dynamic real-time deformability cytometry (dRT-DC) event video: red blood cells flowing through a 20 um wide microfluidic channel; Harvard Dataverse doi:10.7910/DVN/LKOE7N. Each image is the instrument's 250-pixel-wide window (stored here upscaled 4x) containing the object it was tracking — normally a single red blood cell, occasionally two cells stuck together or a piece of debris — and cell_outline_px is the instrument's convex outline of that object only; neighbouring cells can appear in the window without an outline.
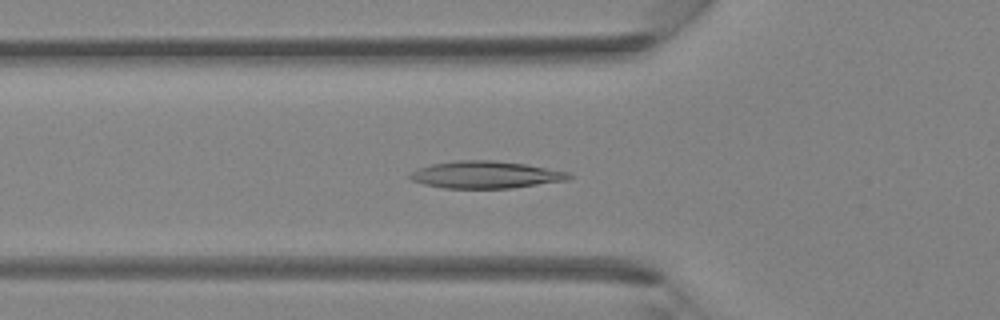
{"species": "Egyptian fruit bat (a non-hibernating species)", "species_latin": "Rousettus aegyptiacus", "temperature_condition": "room temperature", "stored_images_in_passage": 35, "camera_frame_rate_fps": 3000, "um_per_image_px": 0.085, "animal": {"sex": "female"}, "frame": {"image": 1, "passage_image": 8, "time_ms": 2.333, "image_size_px": [1000, 320], "cell_outline_px": [[572, 176], [568, 180], [512, 188], [444, 188], [424, 184], [412, 180], [408, 176], [412, 172], [420, 168], [432, 164], [456, 160], [492, 160], [524, 164], [568, 172]], "centroid_in_image_um": [41.28, 14.85], "position_along_channel_um": 84.5, "area_um2": 24.91}}
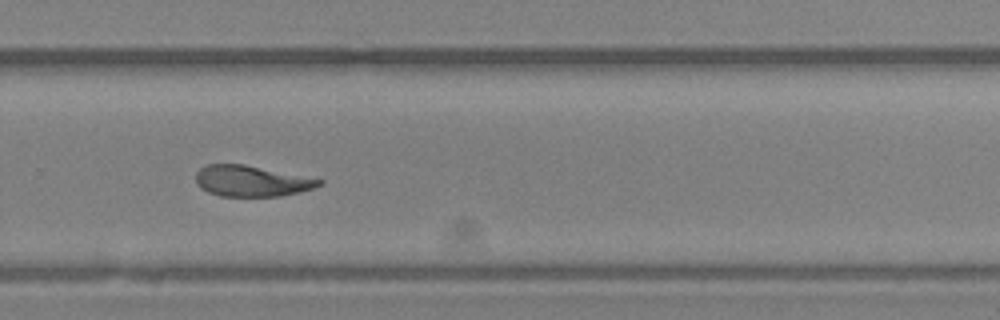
{"frame": {"image": 2, "passage_image": 22, "time_ms": 7.0, "image_size_px": [1000, 320], "cell_outline_px": [[324, 184], [300, 192], [280, 196], [220, 196], [208, 192], [200, 188], [196, 184], [196, 172], [200, 168], [208, 164], [244, 164], [324, 180]], "centroid_in_image_um": [21.36, 15.39], "position_along_channel_um": 308.4, "area_um2": 22.2}}
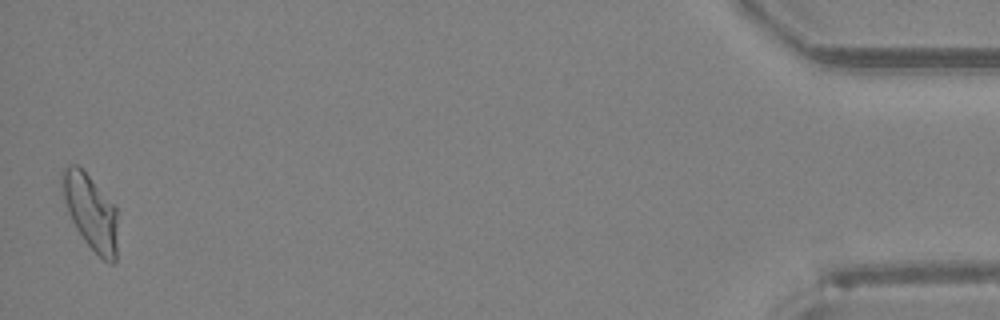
{"frame": {"image": 3, "passage_image": 35, "time_ms": 11.333, "image_size_px": [1000, 320], "cell_outline_px": [[116, 260], [112, 264], [108, 264], [84, 240], [76, 228], [68, 212], [64, 200], [60, 184], [60, 172], [68, 164], [76, 164], [116, 204]], "centroid_in_image_um": [7.68, 17.97], "position_along_channel_um": 427.5, "area_um2": 24.28}}